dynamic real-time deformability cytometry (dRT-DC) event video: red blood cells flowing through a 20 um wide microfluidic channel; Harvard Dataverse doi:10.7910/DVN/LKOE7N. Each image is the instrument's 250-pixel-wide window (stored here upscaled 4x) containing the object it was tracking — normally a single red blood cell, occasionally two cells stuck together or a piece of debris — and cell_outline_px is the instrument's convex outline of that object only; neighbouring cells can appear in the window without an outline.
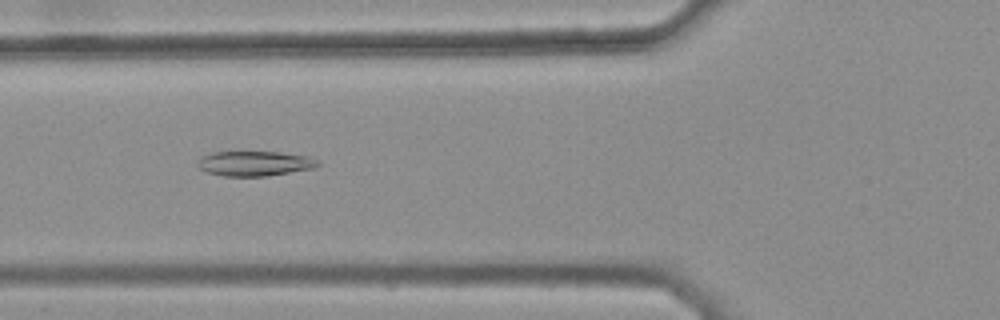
{"species": "common noctule bat (a hibernating species)", "species_latin": "Nyctalus noctula", "temperature_condition": "warm", "stored_images_in_passage": 33, "camera_frame_rate_fps": 3000, "um_per_image_px": 0.085, "animal": {"sex": "female", "body_mass_g": 25.1}, "frame": {"image": 1, "passage_image": 10, "time_ms": 3.0, "image_size_px": [1000, 320], "cell_outline_px": [[320, 164], [316, 168], [264, 176], [224, 176], [204, 172], [196, 164], [200, 156], [212, 152], [280, 152], [308, 156], [316, 160]], "centroid_in_image_um": [21.6, 13.89], "position_along_channel_um": 104.2, "area_um2": 17.51}}
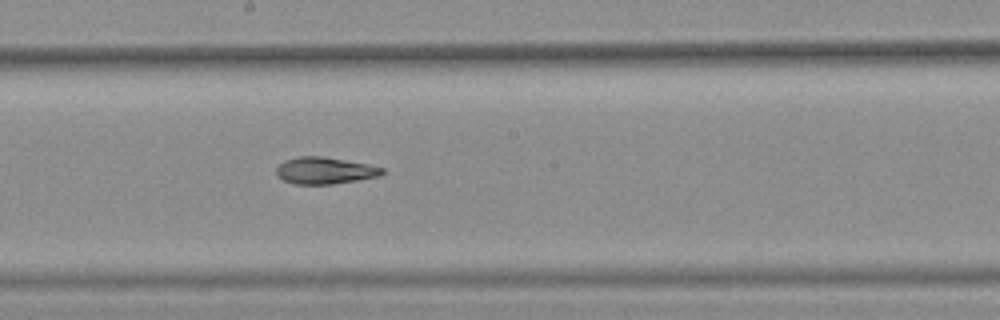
{"frame": {"image": 2, "passage_image": 19, "time_ms": 6.0, "image_size_px": [1000, 320], "cell_outline_px": [[384, 172], [380, 176], [332, 184], [296, 184], [284, 180], [276, 172], [276, 168], [284, 160], [300, 156], [320, 156], [368, 164], [384, 168]], "centroid_in_image_um": [27.62, 14.49], "position_along_channel_um": 220.6, "area_um2": 16.3}}
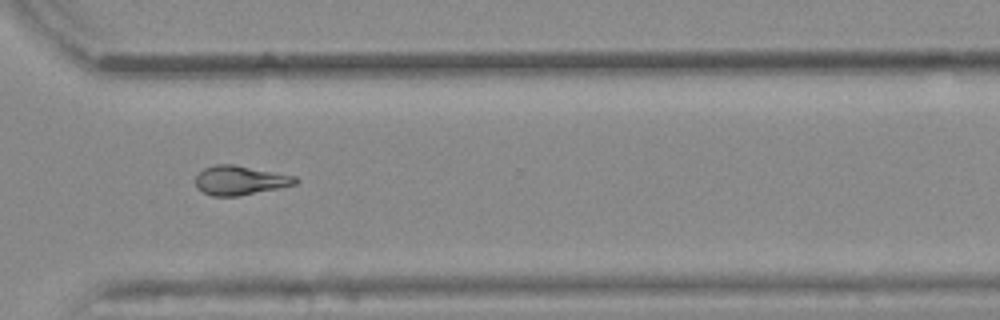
{"frame": {"image": 3, "passage_image": 29, "time_ms": 9.333, "image_size_px": [1000, 320], "cell_outline_px": [[300, 180], [296, 184], [280, 188], [236, 196], [212, 196], [204, 192], [196, 184], [196, 176], [204, 168], [216, 164], [232, 164], [296, 176]], "centroid_in_image_um": [20.44, 15.32], "position_along_channel_um": 350.2, "area_um2": 16.82}, "authors_computed_cell_mechanics": {"area_um2": 17.1666, "velocity_mm_per_s": 3.8746, "shape_relaxation_time_tau1_ms": null, "shape_relaxation_time_tau2_ms": 11.0391, "deformation_change_tau1": null, "deformation_change_tau2": 0.1875}}